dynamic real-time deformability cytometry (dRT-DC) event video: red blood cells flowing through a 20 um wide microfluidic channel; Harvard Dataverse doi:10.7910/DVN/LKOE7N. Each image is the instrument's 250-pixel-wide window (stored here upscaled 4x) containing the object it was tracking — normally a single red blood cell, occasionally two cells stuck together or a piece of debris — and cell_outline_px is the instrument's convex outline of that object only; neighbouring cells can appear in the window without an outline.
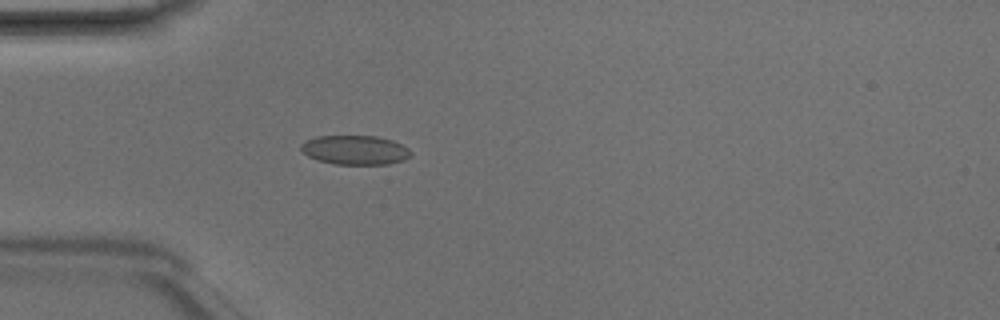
{"species": "Egyptian fruit bat (a non-hibernating species)", "species_latin": "Rousettus aegyptiacus", "temperature_condition": "room temperature", "stored_images_in_passage": 3, "camera_frame_rate_fps": 3000, "um_per_image_px": 0.085, "animal": {"sex": "male"}, "frame": {"image": 1, "passage_image": 3, "time_ms": 0.667, "image_size_px": [1000, 320], "cell_outline_px": [[412, 152], [404, 160], [388, 164], [336, 164], [316, 160], [308, 156], [300, 148], [300, 144], [316, 136], [376, 136], [392, 140], [408, 148]], "centroid_in_image_um": [30.17, 12.75], "position_along_channel_um": 54.8, "area_um2": 18.61}}